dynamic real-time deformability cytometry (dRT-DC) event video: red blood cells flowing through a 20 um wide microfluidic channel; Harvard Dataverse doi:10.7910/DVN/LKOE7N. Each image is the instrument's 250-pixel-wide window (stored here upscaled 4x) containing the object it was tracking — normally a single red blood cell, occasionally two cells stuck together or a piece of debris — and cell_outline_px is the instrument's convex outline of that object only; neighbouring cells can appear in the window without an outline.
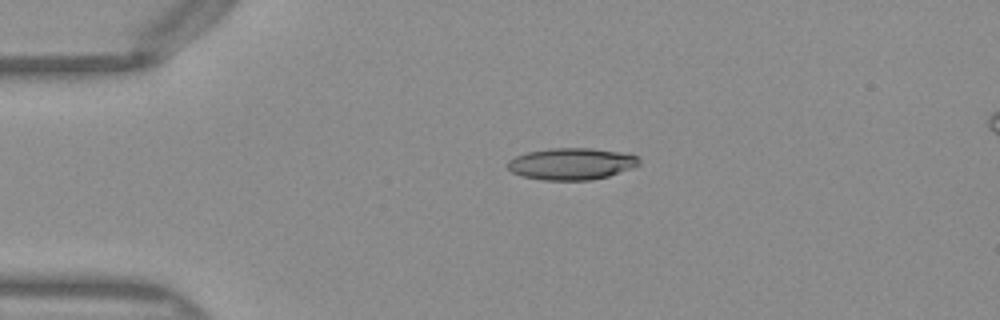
{"species": "Egyptian fruit bat (a non-hibernating species)", "species_latin": "Rousettus aegyptiacus", "temperature_condition": "warm", "stored_images_in_passage": 40, "camera_frame_rate_fps": 3000, "um_per_image_px": 0.085, "frame": {"image": 1, "passage_image": 1, "time_ms": 0.0, "image_size_px": [1000, 320], "cell_outline_px": [[640, 164], [632, 168], [608, 176], [592, 180], [540, 180], [520, 176], [512, 172], [508, 168], [508, 160], [516, 156], [528, 152], [552, 148], [592, 148], [620, 152], [636, 156], [640, 160]], "centroid_in_image_um": [48.56, 13.93], "position_along_channel_um": 36.4, "area_um2": 24.33}}
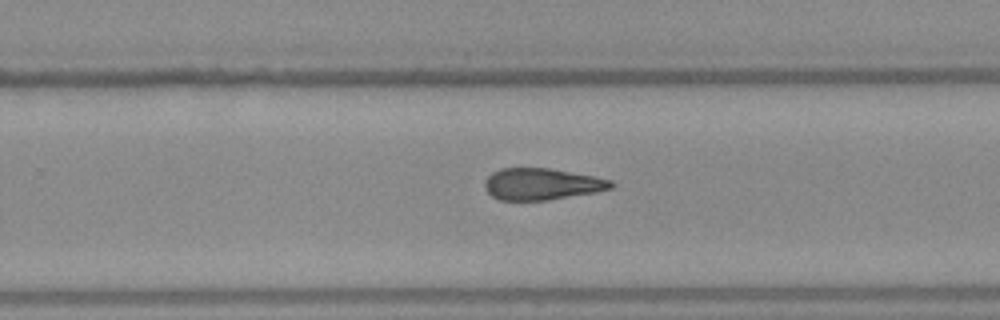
{"frame": {"image": 2, "passage_image": 22, "time_ms": 7.0, "image_size_px": [1000, 320], "cell_outline_px": [[616, 184], [612, 188], [596, 192], [548, 200], [500, 200], [492, 196], [484, 188], [484, 180], [492, 172], [500, 168], [548, 168], [592, 176], [612, 180]], "centroid_in_image_um": [46.03, 15.65], "position_along_channel_um": 283.8, "area_um2": 23.29}}
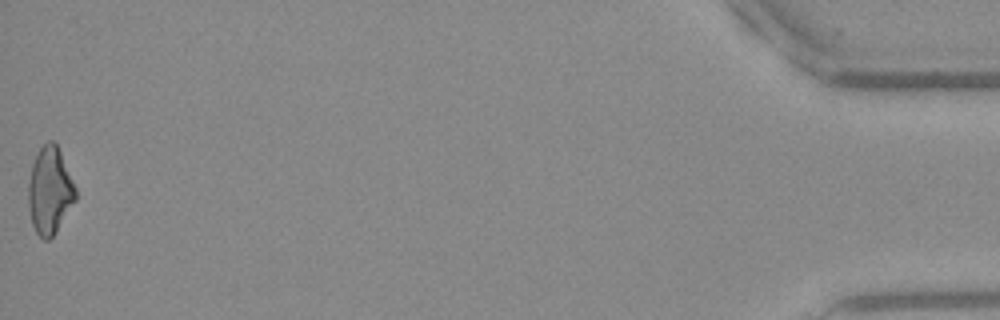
{"frame": {"image": 3, "passage_image": 40, "time_ms": 13.0, "image_size_px": [1000, 320], "cell_outline_px": [[76, 200], [56, 232], [48, 240], [44, 240], [36, 232], [32, 224], [28, 208], [28, 184], [32, 164], [40, 148], [48, 140], [52, 140], [56, 144], [60, 152], [76, 188]], "centroid_in_image_um": [4.22, 16.22], "position_along_channel_um": 431.0, "area_um2": 23.81}, "authors_computed_cell_mechanics": {"area_um2": 24.0159, "velocity_mm_per_s": 4.066, "shape_relaxation_time_tau1_ms": null, "shape_relaxation_time_tau2_ms": 5.8269, "deformation_change_tau1": null, "deformation_change_tau2": 0.1922}}